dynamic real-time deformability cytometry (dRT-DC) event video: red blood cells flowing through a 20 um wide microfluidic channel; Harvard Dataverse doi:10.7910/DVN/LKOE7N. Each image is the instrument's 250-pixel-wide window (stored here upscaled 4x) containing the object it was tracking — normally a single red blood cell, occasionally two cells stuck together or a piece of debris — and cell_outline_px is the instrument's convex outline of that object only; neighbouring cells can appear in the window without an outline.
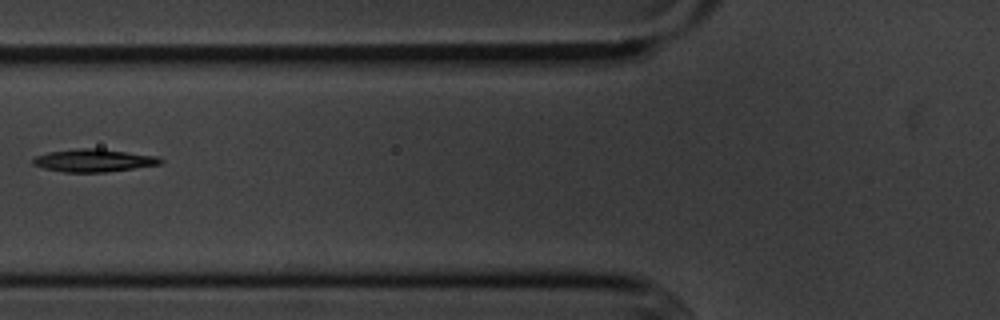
{"species": "common noctule bat (a hibernating species)", "species_latin": "Nyctalus noctula", "temperature_condition": "cold", "stored_images_in_passage": 3, "camera_frame_rate_fps": 3000, "um_per_image_px": 0.085, "animal": {"sex": "male", "body_mass_g": 20.1, "forearm_length_mm": 53.5}, "frame": {"image": 1, "passage_image": 3, "time_ms": 2.333, "image_size_px": [1000, 320], "cell_outline_px": [[164, 160], [160, 164], [104, 172], [64, 172], [44, 168], [32, 164], [32, 160], [36, 156], [48, 152], [76, 148], [100, 148], [160, 156]], "centroid_in_image_um": [7.98, 13.62], "position_along_channel_um": 117.8, "area_um2": 16.94}}